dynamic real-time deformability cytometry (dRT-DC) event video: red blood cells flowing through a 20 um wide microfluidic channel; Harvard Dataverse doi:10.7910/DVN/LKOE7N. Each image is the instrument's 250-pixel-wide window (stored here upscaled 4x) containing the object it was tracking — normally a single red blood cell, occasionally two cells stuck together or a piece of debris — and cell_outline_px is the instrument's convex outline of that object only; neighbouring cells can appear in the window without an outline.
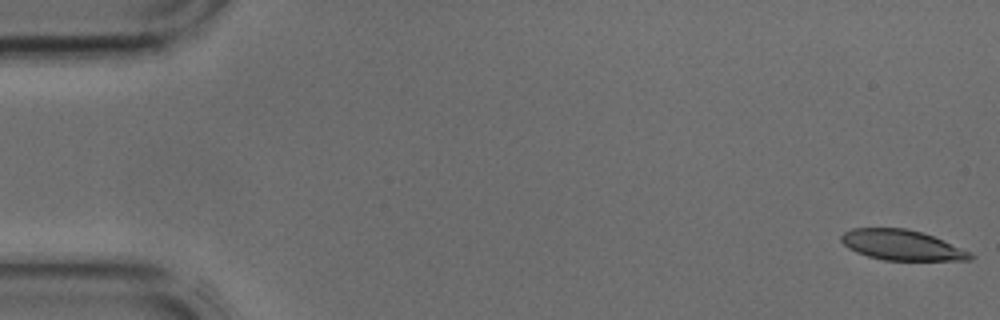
{"species": "common noctule bat (a hibernating species)", "species_latin": "Nyctalus noctula", "temperature_condition": "cold", "stored_images_in_passage": 12, "camera_frame_rate_fps": 3000, "um_per_image_px": 0.085, "animal": {"sex": "male", "body_mass_g": 17.9, "forearm_length_mm": 54.2}, "frame": {"image": 1, "passage_image": 1, "time_ms": 0.0, "image_size_px": [1000, 320], "cell_outline_px": [[976, 256], [972, 260], [884, 260], [868, 256], [856, 252], [848, 248], [840, 240], [840, 236], [844, 232], [852, 228], [908, 228], [932, 236], [972, 252]], "centroid_in_image_um": [76.66, 20.83], "position_along_channel_um": 8.3, "area_um2": 22.77}}
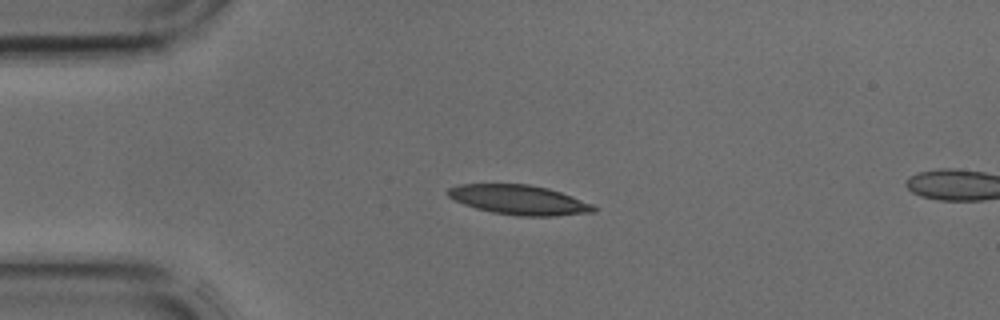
{"frame": {"image": 2, "passage_image": 10, "time_ms": 3.0, "image_size_px": [1000, 320], "cell_outline_px": [[596, 212], [556, 216], [520, 216], [492, 212], [476, 208], [464, 204], [448, 196], [448, 188], [460, 184], [528, 184], [548, 188], [560, 192], [592, 204], [596, 208]], "centroid_in_image_um": [44.13, 16.99], "position_along_channel_um": 40.9, "area_um2": 24.97}}